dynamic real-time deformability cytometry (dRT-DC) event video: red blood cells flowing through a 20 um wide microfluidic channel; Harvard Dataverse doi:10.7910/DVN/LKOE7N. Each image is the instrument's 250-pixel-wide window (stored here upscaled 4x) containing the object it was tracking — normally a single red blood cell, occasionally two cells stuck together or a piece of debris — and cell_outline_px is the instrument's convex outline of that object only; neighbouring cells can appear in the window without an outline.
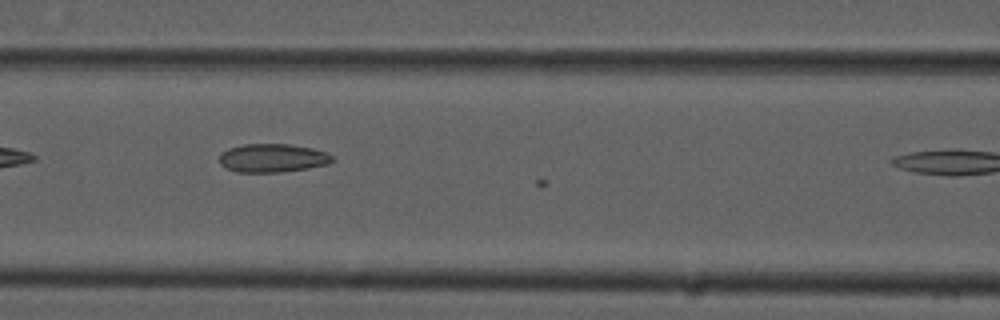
{"species": "common noctule bat (a hibernating species)", "species_latin": "Nyctalus noctula", "temperature_condition": "cold", "stored_images_in_passage": 5, "camera_frame_rate_fps": 3000, "um_per_image_px": 0.085, "animal": {"sex": "male", "forearm_length_mm": 52.5}, "frame": {"image": 1, "passage_image": 4, "time_ms": 1.0, "image_size_px": [1000, 320], "cell_outline_px": [[336, 160], [328, 164], [308, 168], [280, 172], [236, 172], [224, 168], [220, 164], [220, 152], [228, 148], [244, 144], [288, 144], [312, 148], [328, 152]], "centroid_in_image_um": [23.16, 13.43], "position_along_channel_um": 143.4, "area_um2": 18.96}}